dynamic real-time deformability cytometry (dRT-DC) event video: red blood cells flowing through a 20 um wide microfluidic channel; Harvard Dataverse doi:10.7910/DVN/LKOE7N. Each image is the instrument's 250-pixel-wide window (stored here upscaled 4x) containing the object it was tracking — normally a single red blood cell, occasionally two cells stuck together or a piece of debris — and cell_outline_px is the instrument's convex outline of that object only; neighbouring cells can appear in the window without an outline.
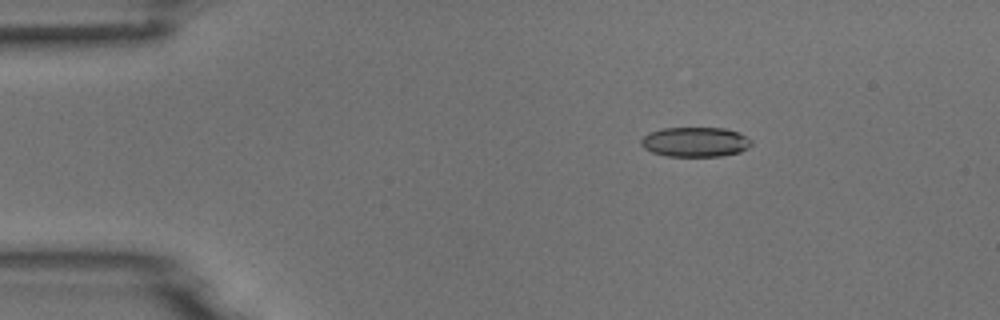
{"species": "common noctule bat (a hibernating species)", "species_latin": "Nyctalus noctula", "temperature_condition": "room temperature", "stored_images_in_passage": 5, "camera_frame_rate_fps": 3000, "um_per_image_px": 0.085, "animal": {"sex": "male", "body_mass_g": 18.8}, "frame": {"image": 1, "passage_image": 3, "time_ms": 0.667, "image_size_px": [1000, 320], "cell_outline_px": [[752, 144], [748, 148], [740, 152], [720, 156], [668, 156], [652, 152], [644, 148], [640, 144], [640, 140], [648, 132], [660, 128], [724, 128], [736, 132], [752, 140]], "centroid_in_image_um": [59.06, 12.06], "position_along_channel_um": 25.9, "area_um2": 19.13}}